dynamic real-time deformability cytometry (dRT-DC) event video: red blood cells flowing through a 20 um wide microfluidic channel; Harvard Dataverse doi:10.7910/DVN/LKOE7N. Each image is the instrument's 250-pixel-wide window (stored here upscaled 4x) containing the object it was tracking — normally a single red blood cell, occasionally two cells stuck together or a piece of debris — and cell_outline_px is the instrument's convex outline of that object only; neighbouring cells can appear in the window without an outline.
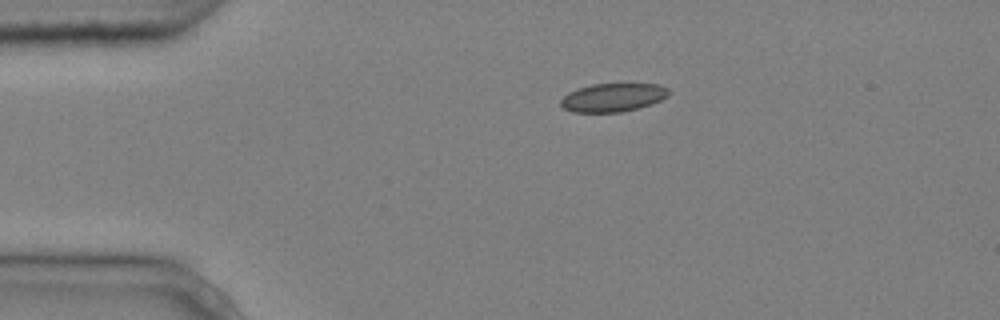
{"species": "common noctule bat (a hibernating species)", "species_latin": "Nyctalus noctula", "temperature_condition": "cold", "stored_images_in_passage": 4, "camera_frame_rate_fps": 3000, "um_per_image_px": 0.085, "animal": {"sex": "male", "body_mass_g": 20.4}, "frame": {"image": 1, "passage_image": 1, "time_ms": 0.0, "image_size_px": [1000, 320], "cell_outline_px": [[668, 96], [660, 100], [636, 108], [620, 112], [572, 112], [564, 108], [560, 104], [560, 100], [568, 92], [592, 84], [660, 84], [668, 88]], "centroid_in_image_um": [52.07, 8.28], "position_along_channel_um": 32.9, "area_um2": 17.63}}
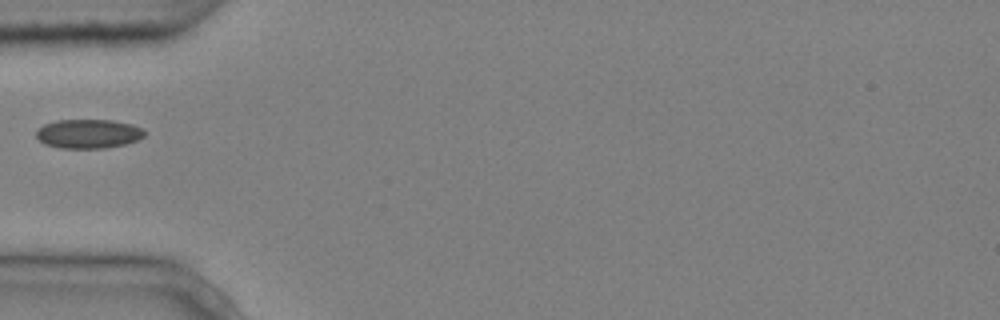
{"frame": {"image": 2, "passage_image": 3, "time_ms": 0.667, "image_size_px": [1000, 320], "cell_outline_px": [[144, 136], [136, 140], [124, 144], [104, 148], [60, 148], [44, 144], [36, 136], [36, 128], [44, 124], [56, 120], [112, 120], [132, 124], [144, 128]], "centroid_in_image_um": [7.48, 11.36], "position_along_channel_um": 77.5, "area_um2": 18.44}}
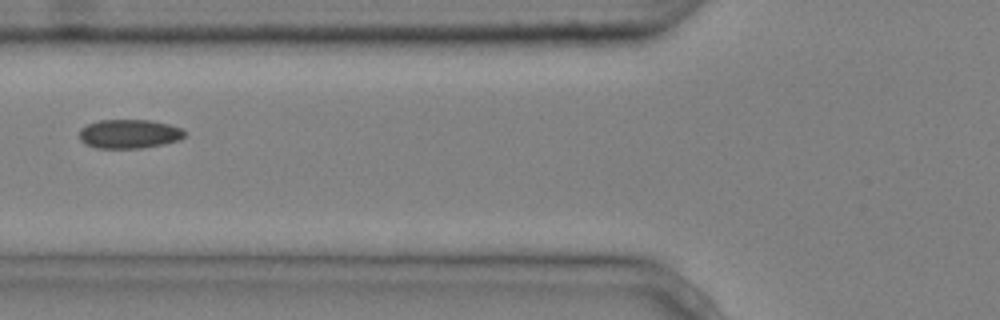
{"frame": {"image": 3, "passage_image": 4, "time_ms": 1.0, "image_size_px": [1000, 320], "cell_outline_px": [[188, 132], [180, 140], [164, 144], [140, 148], [96, 148], [84, 144], [80, 140], [80, 128], [88, 124], [100, 120], [152, 120], [184, 128]], "centroid_in_image_um": [11.02, 11.38], "position_along_channel_um": 114.8, "area_um2": 18.03}}